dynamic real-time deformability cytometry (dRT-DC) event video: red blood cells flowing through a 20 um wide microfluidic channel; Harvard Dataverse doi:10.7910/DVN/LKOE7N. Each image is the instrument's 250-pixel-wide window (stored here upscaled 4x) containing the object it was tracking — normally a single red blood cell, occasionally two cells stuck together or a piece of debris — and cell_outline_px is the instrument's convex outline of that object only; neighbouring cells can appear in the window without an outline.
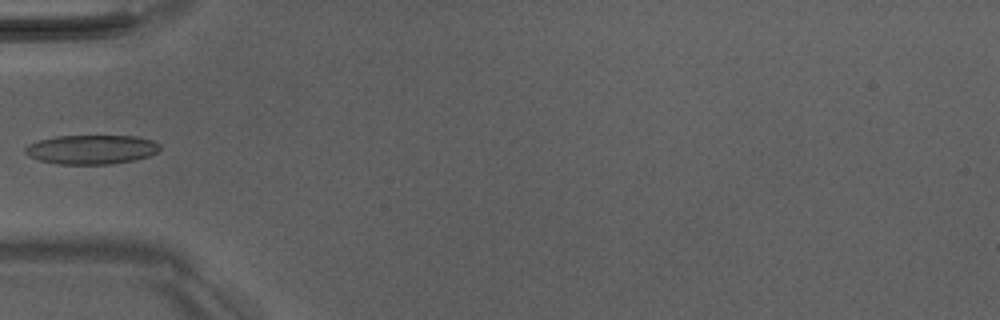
{"species": "Egyptian fruit bat (a non-hibernating species)", "species_latin": "Rousettus aegyptiacus", "temperature_condition": "room temperature", "stored_images_in_passage": 6, "camera_frame_rate_fps": 3000, "um_per_image_px": 0.085, "animal": {"sex": "male"}, "frame": {"image": 1, "passage_image": 5, "time_ms": 4.667, "image_size_px": [1000, 320], "cell_outline_px": [[160, 152], [148, 156], [132, 160], [112, 164], [56, 164], [40, 160], [28, 156], [24, 152], [24, 148], [28, 144], [36, 140], [56, 136], [136, 136], [156, 140], [160, 144]], "centroid_in_image_um": [7.78, 12.7], "position_along_channel_um": 77.2, "area_um2": 23.24}}